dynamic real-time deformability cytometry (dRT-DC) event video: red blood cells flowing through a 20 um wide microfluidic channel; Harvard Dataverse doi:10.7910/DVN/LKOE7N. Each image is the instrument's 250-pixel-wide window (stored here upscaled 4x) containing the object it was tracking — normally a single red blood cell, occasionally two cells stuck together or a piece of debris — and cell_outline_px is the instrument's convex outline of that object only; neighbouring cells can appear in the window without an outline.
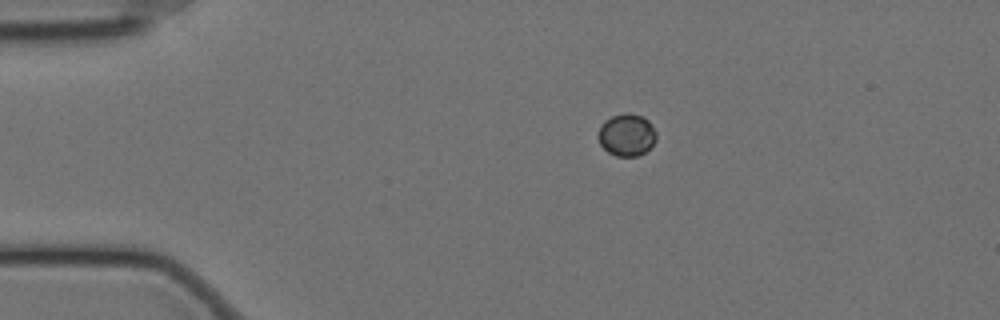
{"species": "Egyptian fruit bat (a non-hibernating species)", "species_latin": "Rousettus aegyptiacus", "temperature_condition": "cold", "stored_images_in_passage": 49, "camera_frame_rate_fps": 3000, "um_per_image_px": 0.085, "animal": {"sex": "female"}, "frame": {"image": 1, "passage_image": 1, "time_ms": 0.0, "image_size_px": [1000, 320], "cell_outline_px": [[656, 140], [644, 152], [636, 156], [616, 156], [608, 152], [600, 144], [596, 136], [600, 124], [604, 120], [612, 116], [624, 112], [644, 116], [648, 120], [656, 132]], "centroid_in_image_um": [53.23, 11.44], "position_along_channel_um": 31.8, "area_um2": 14.45}}
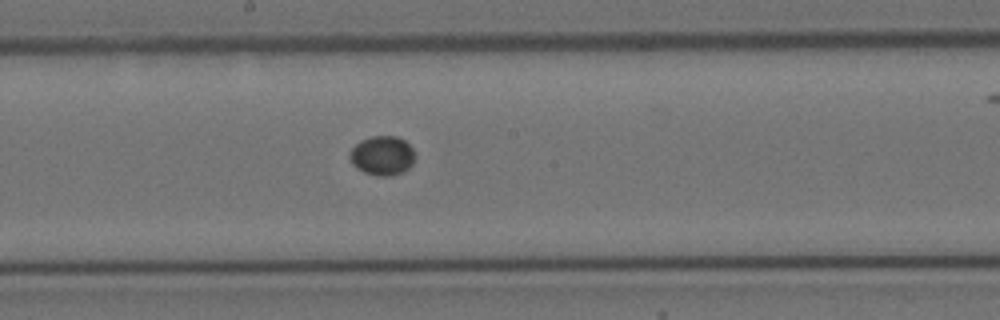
{"frame": {"image": 2, "passage_image": 21, "time_ms": 6.667, "image_size_px": [1000, 320], "cell_outline_px": [[416, 156], [412, 164], [404, 172], [392, 176], [376, 176], [364, 172], [356, 168], [352, 164], [348, 156], [352, 148], [360, 140], [372, 136], [396, 136], [404, 140], [416, 152]], "centroid_in_image_um": [32.5, 13.24], "position_along_channel_um": 215.7, "area_um2": 15.2}}
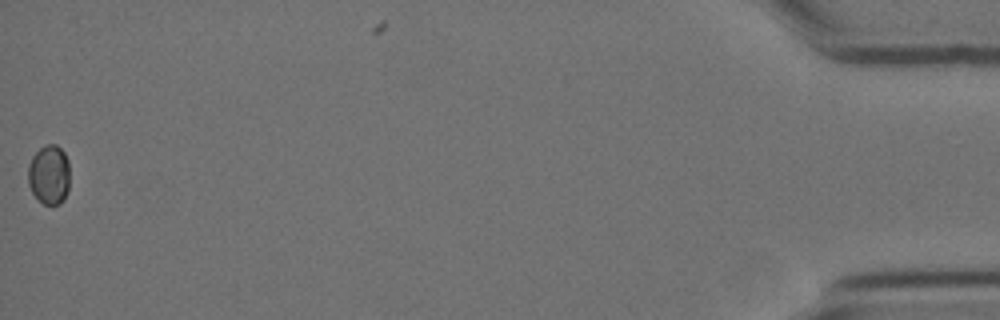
{"frame": {"image": 3, "passage_image": 48, "time_ms": 15.667, "image_size_px": [1000, 320], "cell_outline_px": [[68, 192], [64, 200], [60, 204], [44, 204], [32, 192], [28, 184], [28, 164], [32, 156], [44, 144], [56, 144], [64, 152], [68, 160]], "centroid_in_image_um": [4.17, 14.83], "position_along_channel_um": 431.0, "area_um2": 14.51}}